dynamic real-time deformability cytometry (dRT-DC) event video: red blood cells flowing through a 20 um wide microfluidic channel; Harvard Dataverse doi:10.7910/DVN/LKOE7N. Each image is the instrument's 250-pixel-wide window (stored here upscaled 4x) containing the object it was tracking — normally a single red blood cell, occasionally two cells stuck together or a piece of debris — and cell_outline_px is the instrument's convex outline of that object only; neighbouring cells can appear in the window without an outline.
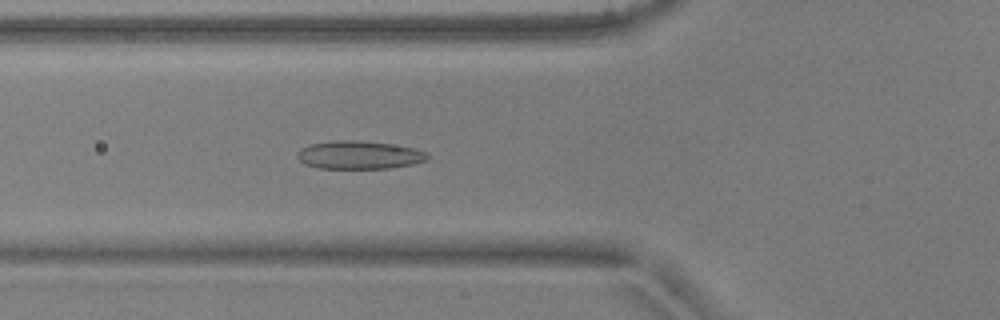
{"species": "common noctule bat (a hibernating species)", "species_latin": "Nyctalus noctula", "temperature_condition": "warm", "stored_images_in_passage": 51, "camera_frame_rate_fps": 3000, "um_per_image_px": 0.085, "animal": {"sex": "male", "body_mass_g": 17.9, "forearm_length_mm": 54.2}, "frame": {"image": 1, "passage_image": 18, "time_ms": 5.667, "image_size_px": [1000, 320], "cell_outline_px": [[428, 160], [412, 164], [388, 168], [320, 168], [304, 164], [296, 156], [296, 152], [300, 148], [312, 144], [332, 140], [356, 140], [388, 144], [416, 148], [428, 152]], "centroid_in_image_um": [30.52, 13.17], "position_along_channel_um": 95.3, "area_um2": 21.33}}
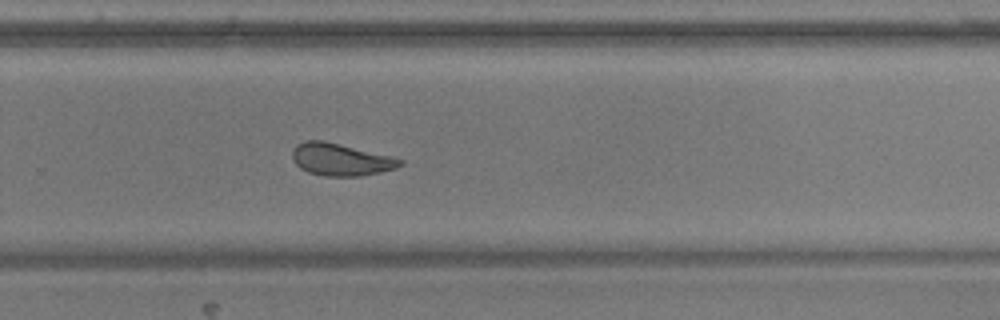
{"frame": {"image": 2, "passage_image": 34, "time_ms": 11.0, "image_size_px": [1000, 320], "cell_outline_px": [[404, 164], [396, 168], [380, 172], [360, 176], [324, 176], [308, 172], [300, 168], [292, 160], [292, 148], [296, 144], [304, 140], [324, 140], [404, 160]], "centroid_in_image_um": [28.91, 13.56], "position_along_channel_um": 300.9, "area_um2": 20.23}}
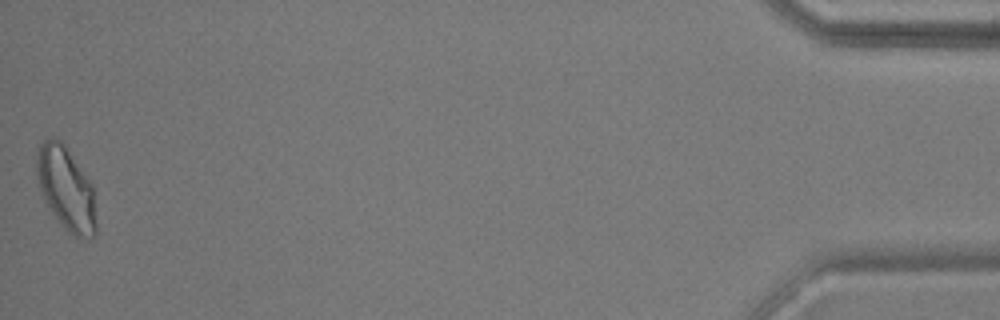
{"frame": {"image": 3, "passage_image": 51, "time_ms": 16.667, "image_size_px": [1000, 320], "cell_outline_px": [[96, 236], [72, 236], [68, 232], [52, 212], [44, 200], [36, 176], [36, 160], [40, 144], [44, 140], [52, 136], [56, 136], [64, 144], [92, 184], [96, 224]], "centroid_in_image_um": [5.6, 16.0], "position_along_channel_um": 429.6, "area_um2": 28.55}, "authors_computed_cell_mechanics": {"area_um2": 21.7906, "velocity_mm_per_s": 3.8465, "shape_relaxation_time_tau1_ms": 7.1601, "shape_relaxation_time_tau2_ms": 1.6843, "deformation_change_tau1": 0.1585, "deformation_change_tau2": 0.0776}}